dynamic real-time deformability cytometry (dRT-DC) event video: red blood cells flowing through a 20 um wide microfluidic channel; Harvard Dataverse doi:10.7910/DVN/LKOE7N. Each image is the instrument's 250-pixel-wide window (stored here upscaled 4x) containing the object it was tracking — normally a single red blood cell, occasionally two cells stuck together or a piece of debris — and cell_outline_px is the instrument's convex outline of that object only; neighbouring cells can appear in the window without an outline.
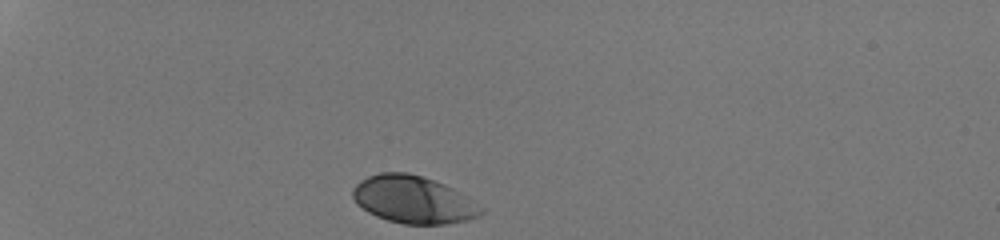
{"species": "human", "species_latin": "Homo sapiens", "temperature_condition": "room temperature", "stored_images_in_passage": 31, "camera_frame_rate_fps": 3000, "um_per_image_px": 0.085, "donor": {"sex": "male"}, "frame": {"image": 1, "passage_image": 1, "time_ms": 0.0, "image_size_px": [1000, 240], "cell_outline_px": [[484, 212], [480, 216], [468, 220], [448, 224], [404, 224], [388, 220], [376, 216], [368, 212], [356, 204], [352, 196], [352, 188], [360, 180], [368, 176], [380, 172], [408, 172], [444, 184], [452, 188], [484, 208]], "centroid_in_image_um": [35.11, 16.98], "position_along_channel_um": 49.9, "area_um2": 35.49}}
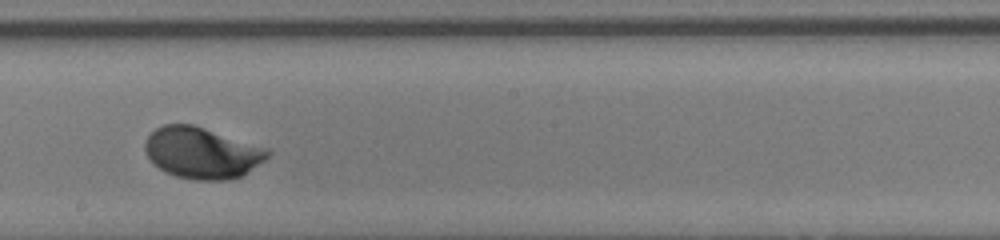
{"frame": {"image": 2, "passage_image": 18, "time_ms": 5.667, "image_size_px": [1000, 240], "cell_outline_px": [[272, 152], [264, 160], [240, 176], [228, 180], [196, 180], [176, 176], [164, 172], [148, 156], [144, 148], [144, 144], [148, 136], [156, 128], [164, 124], [192, 124], [268, 148]], "centroid_in_image_um": [17.16, 12.99], "position_along_channel_um": 231.0, "area_um2": 36.3}}
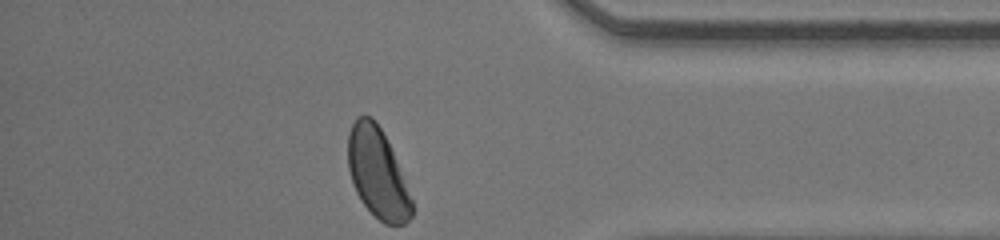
{"frame": {"image": 3, "passage_image": 31, "time_ms": 10.0, "image_size_px": [1000, 240], "cell_outline_px": [[412, 216], [404, 224], [384, 224], [360, 200], [352, 184], [348, 168], [348, 132], [356, 116], [372, 116], [376, 120], [392, 152], [412, 200]], "centroid_in_image_um": [32.05, 14.7], "position_along_channel_um": 403.2, "area_um2": 32.89}, "authors_computed_cell_mechanics": {"area_um2": 35.4892, "velocity_mm_per_s": 4.2169, "shape_relaxation_time_tau1_ms": 2.2137, "shape_relaxation_time_tau2_ms": null, "deformation_change_tau1": 0.1347, "deformation_change_tau2": null}}